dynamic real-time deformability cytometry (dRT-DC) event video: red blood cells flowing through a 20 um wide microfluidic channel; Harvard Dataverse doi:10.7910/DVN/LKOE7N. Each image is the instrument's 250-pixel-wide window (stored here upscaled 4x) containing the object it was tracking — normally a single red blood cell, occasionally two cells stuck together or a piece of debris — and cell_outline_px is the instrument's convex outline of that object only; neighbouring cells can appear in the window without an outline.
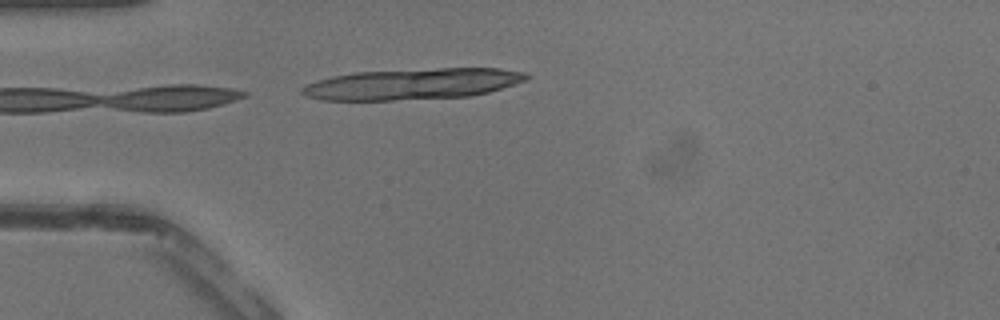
{"species": "common noctule bat (a hibernating species)", "species_latin": "Nyctalus noctula", "temperature_condition": "warm", "stored_images_in_passage": 11, "camera_frame_rate_fps": 3000, "um_per_image_px": 0.085, "animal": {"sex": "male", "body_mass_g": 13.3}, "frame": {"image": 1, "passage_image": 11, "time_ms": 3.333, "image_size_px": [1000, 320], "cell_outline_px": [[532, 76], [528, 80], [516, 84], [488, 92], [468, 96], [392, 100], [320, 100], [304, 96], [300, 92], [300, 88], [308, 84], [332, 76], [356, 72], [440, 68], [500, 68], [528, 72]], "centroid_in_image_um": [35.11, 7.13], "position_along_channel_um": 49.9, "area_um2": 40.69}}